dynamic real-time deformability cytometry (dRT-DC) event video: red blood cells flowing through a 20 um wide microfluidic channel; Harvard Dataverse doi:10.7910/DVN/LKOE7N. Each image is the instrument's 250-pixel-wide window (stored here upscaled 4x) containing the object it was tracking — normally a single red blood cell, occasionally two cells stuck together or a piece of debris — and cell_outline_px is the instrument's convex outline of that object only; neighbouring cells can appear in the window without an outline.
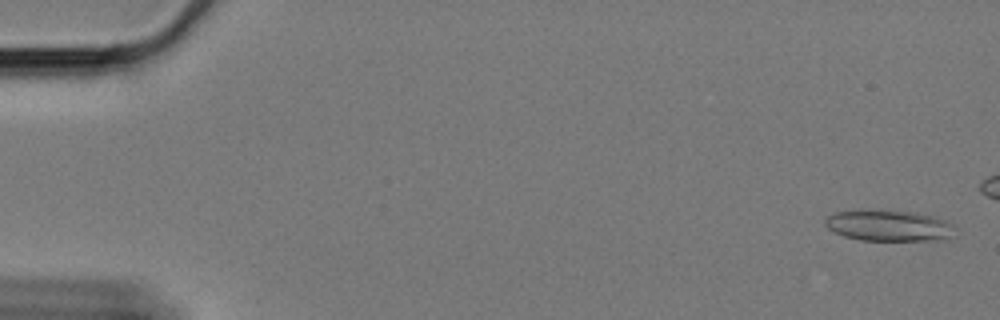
{"species": "Egyptian fruit bat (a non-hibernating species)", "species_latin": "Rousettus aegyptiacus", "temperature_condition": "cold", "stored_images_in_passage": 54, "camera_frame_rate_fps": 3000, "um_per_image_px": 0.085, "animal": {"sex": "female"}, "frame": {"image": 1, "passage_image": 2, "time_ms": 0.333, "image_size_px": [1000, 320], "cell_outline_px": [[956, 228], [944, 240], [860, 240], [844, 236], [828, 228], [824, 224], [824, 220], [828, 216], [836, 212], [856, 208], [864, 208], [916, 212], [932, 216], [944, 220], [952, 224]], "centroid_in_image_um": [75.48, 19.14], "position_along_channel_um": 9.5, "area_um2": 23.87}}
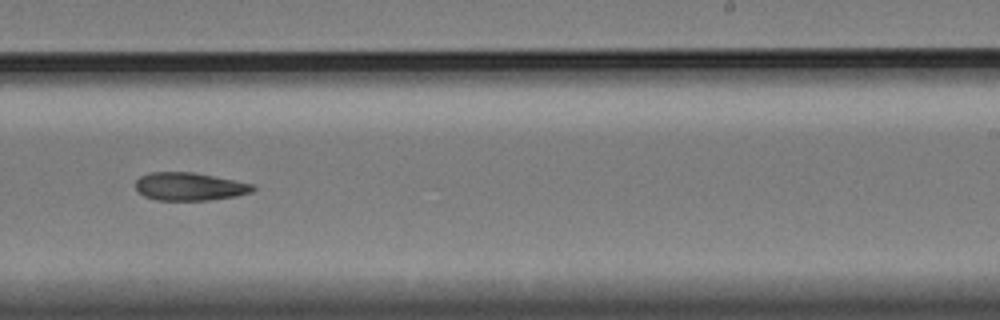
{"frame": {"image": 2, "passage_image": 38, "time_ms": 12.333, "image_size_px": [1000, 320], "cell_outline_px": [[256, 188], [252, 192], [236, 196], [208, 200], [156, 200], [144, 196], [136, 188], [136, 180], [140, 176], [148, 172], [196, 172], [256, 184]], "centroid_in_image_um": [16.15, 15.84], "position_along_channel_um": 272.9, "area_um2": 19.36}}
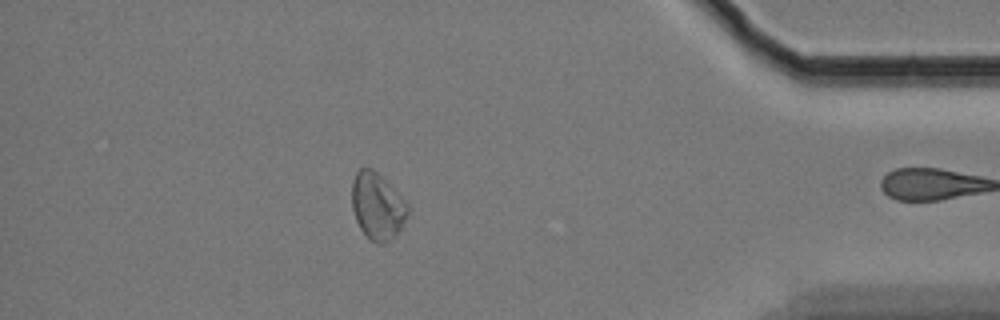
{"frame": {"image": 3, "passage_image": 53, "time_ms": 17.333, "image_size_px": [1000, 320], "cell_outline_px": [[408, 212], [400, 228], [384, 244], [376, 244], [360, 228], [356, 220], [352, 208], [352, 180], [356, 172], [360, 168], [372, 168], [408, 204]], "centroid_in_image_um": [32.03, 17.51], "position_along_channel_um": 403.2, "area_um2": 21.1}}